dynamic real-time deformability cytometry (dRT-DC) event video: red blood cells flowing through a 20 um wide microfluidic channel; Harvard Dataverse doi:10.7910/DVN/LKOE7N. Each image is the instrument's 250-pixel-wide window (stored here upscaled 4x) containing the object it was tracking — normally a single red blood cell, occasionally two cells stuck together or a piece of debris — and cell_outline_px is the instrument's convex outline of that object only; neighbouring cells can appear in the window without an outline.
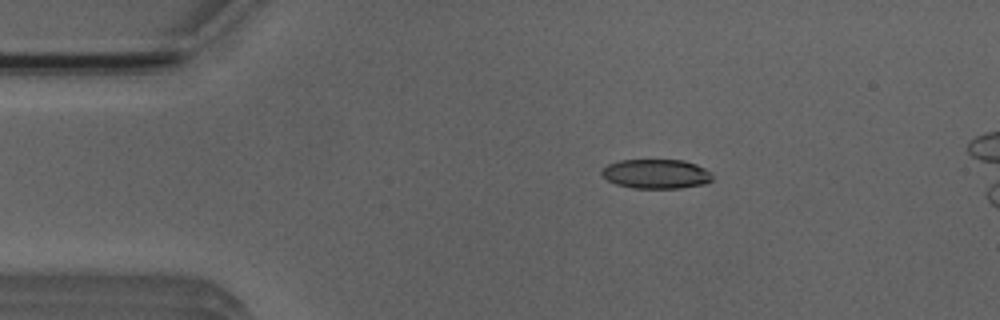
{"species": "Egyptian fruit bat (a non-hibernating species)", "species_latin": "Rousettus aegyptiacus", "temperature_condition": "room temperature", "stored_images_in_passage": 4, "camera_frame_rate_fps": 3000, "um_per_image_px": 0.085, "animal": {"sex": "male"}, "frame": {"image": 1, "passage_image": 2, "time_ms": 1.333, "image_size_px": [1000, 320], "cell_outline_px": [[712, 180], [704, 184], [680, 188], [632, 188], [616, 184], [608, 180], [600, 172], [608, 164], [620, 160], [684, 160], [696, 164], [712, 172]], "centroid_in_image_um": [55.8, 14.78], "position_along_channel_um": 29.2, "area_um2": 18.96}}